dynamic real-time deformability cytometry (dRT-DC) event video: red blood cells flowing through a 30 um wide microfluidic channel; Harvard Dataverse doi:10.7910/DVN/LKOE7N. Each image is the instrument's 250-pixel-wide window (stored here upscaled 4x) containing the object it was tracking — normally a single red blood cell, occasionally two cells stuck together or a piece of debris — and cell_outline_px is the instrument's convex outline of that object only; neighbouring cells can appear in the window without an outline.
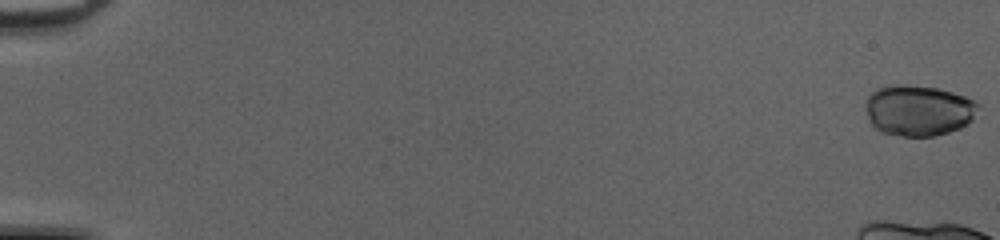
{"species": "common noctule bat (a hibernating species)", "species_latin": "Nyctalus noctula", "temperature_condition": "cold", "stored_images_in_passage": 20, "camera_frame_rate_fps": 3000, "um_per_image_px": 0.085, "animal": {"sex": "female", "body_mass_g": 20.0, "forearm_length_mm": 54.0}, "frame": {"image": 1, "passage_image": 1, "time_ms": 0.0, "image_size_px": [1000, 240], "cell_outline_px": [[980, 108], [972, 120], [968, 124], [960, 128], [936, 136], [900, 136], [880, 132], [868, 120], [864, 104], [868, 96], [876, 88], [896, 84], [908, 84], [936, 88], [952, 92], [976, 100], [980, 104]], "centroid_in_image_um": [78.07, 9.38], "position_along_channel_um": 6.9, "area_um2": 33.87}}